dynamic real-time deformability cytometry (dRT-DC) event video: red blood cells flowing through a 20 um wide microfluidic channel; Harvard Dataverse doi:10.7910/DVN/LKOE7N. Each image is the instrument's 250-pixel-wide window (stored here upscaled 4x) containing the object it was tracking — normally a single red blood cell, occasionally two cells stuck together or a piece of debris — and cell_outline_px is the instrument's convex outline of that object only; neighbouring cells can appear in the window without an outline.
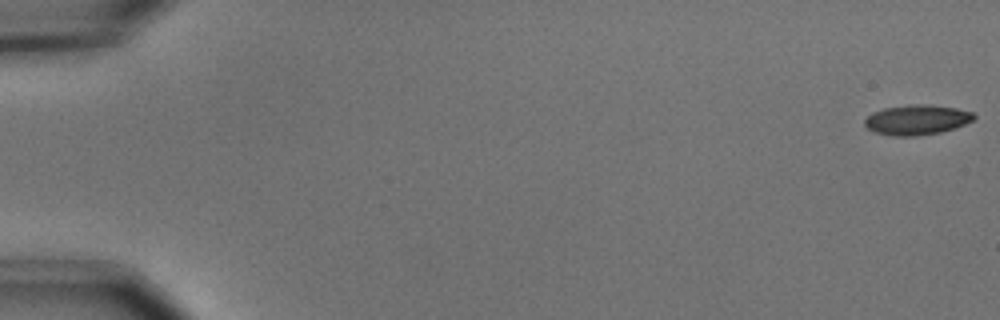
{"species": "common noctule bat (a hibernating species)", "species_latin": "Nyctalus noctula", "temperature_condition": "cold", "stored_images_in_passage": 16, "camera_frame_rate_fps": 3000, "um_per_image_px": 0.085, "animal": {"sex": "male", "body_mass_g": 15.6}, "frame": {"image": 1, "passage_image": 1, "time_ms": 0.0, "image_size_px": [1000, 320], "cell_outline_px": [[976, 116], [972, 120], [964, 124], [940, 132], [916, 136], [892, 136], [876, 132], [868, 128], [864, 124], [864, 120], [872, 112], [884, 108], [908, 104], [924, 104], [956, 108], [972, 112]], "centroid_in_image_um": [77.9, 10.17], "position_along_channel_um": 7.1, "area_um2": 18.96}}